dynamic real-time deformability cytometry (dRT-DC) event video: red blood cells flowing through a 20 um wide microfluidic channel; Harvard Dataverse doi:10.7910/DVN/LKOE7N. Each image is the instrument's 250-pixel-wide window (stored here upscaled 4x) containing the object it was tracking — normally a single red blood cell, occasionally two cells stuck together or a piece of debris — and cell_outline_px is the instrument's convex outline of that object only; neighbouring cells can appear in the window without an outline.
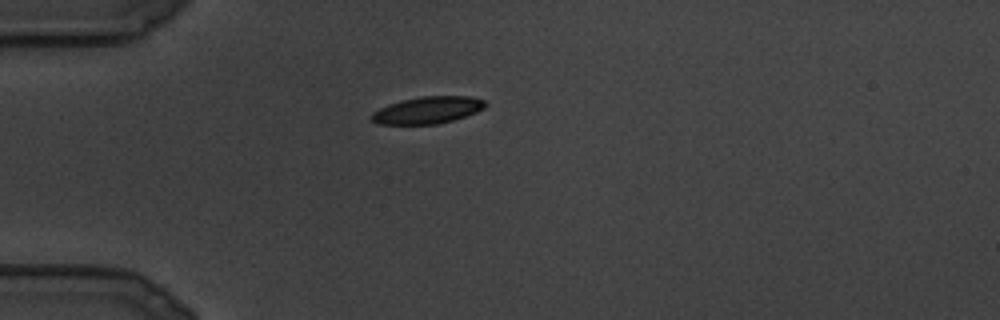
{"species": "common noctule bat (a hibernating species)", "species_latin": "Nyctalus noctula", "temperature_condition": "cold", "stored_images_in_passage": 77, "camera_frame_rate_fps": 3000, "um_per_image_px": 0.085, "animal": {"sex": "male", "body_mass_g": 19.5, "forearm_length_mm": 54.6}, "frame": {"image": 1, "passage_image": 1, "time_ms": 0.0, "image_size_px": [1000, 320], "cell_outline_px": [[488, 104], [484, 108], [476, 112], [452, 120], [436, 124], [376, 124], [372, 120], [372, 112], [388, 104], [420, 96], [468, 96], [484, 100]], "centroid_in_image_um": [36.35, 9.35], "position_along_channel_um": 48.6, "area_um2": 17.74}}
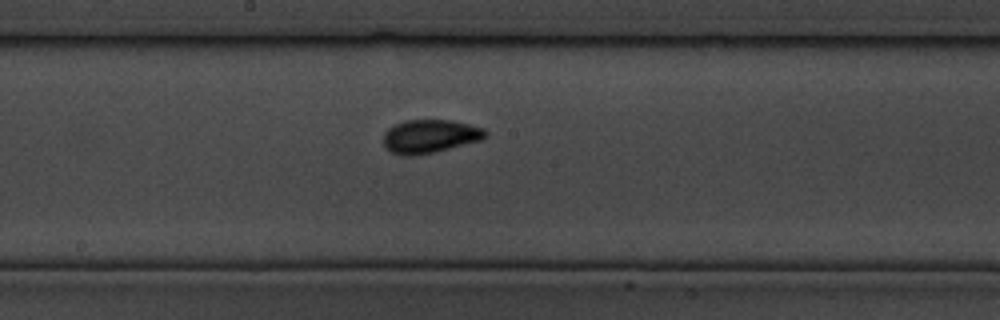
{"frame": {"image": 2, "passage_image": 29, "time_ms": 9.333, "image_size_px": [1000, 320], "cell_outline_px": [[488, 136], [480, 140], [436, 152], [412, 156], [404, 156], [392, 152], [384, 148], [384, 132], [388, 128], [404, 120], [452, 120], [484, 128], [488, 132]], "centroid_in_image_um": [36.54, 11.59], "position_along_channel_um": 211.7, "area_um2": 20.0}}
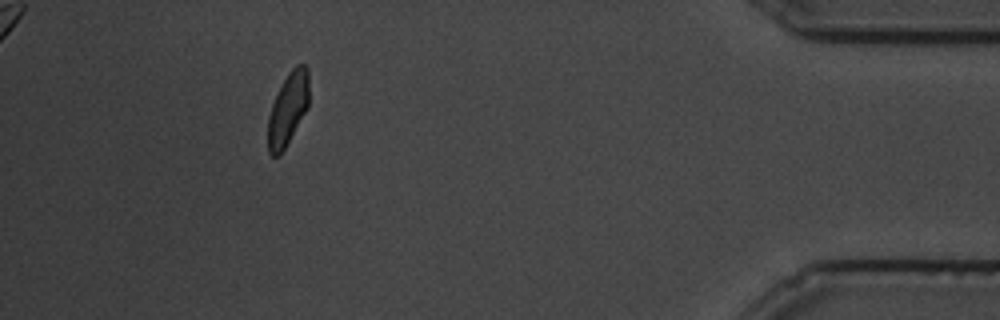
{"frame": {"image": 3, "passage_image": 68, "time_ms": 22.333, "image_size_px": [1000, 320], "cell_outline_px": [[308, 108], [280, 156], [272, 156], [268, 152], [268, 116], [272, 104], [288, 72], [296, 64], [304, 64], [308, 68]], "centroid_in_image_um": [24.47, 9.27], "position_along_channel_um": 410.7, "area_um2": 17.28}}